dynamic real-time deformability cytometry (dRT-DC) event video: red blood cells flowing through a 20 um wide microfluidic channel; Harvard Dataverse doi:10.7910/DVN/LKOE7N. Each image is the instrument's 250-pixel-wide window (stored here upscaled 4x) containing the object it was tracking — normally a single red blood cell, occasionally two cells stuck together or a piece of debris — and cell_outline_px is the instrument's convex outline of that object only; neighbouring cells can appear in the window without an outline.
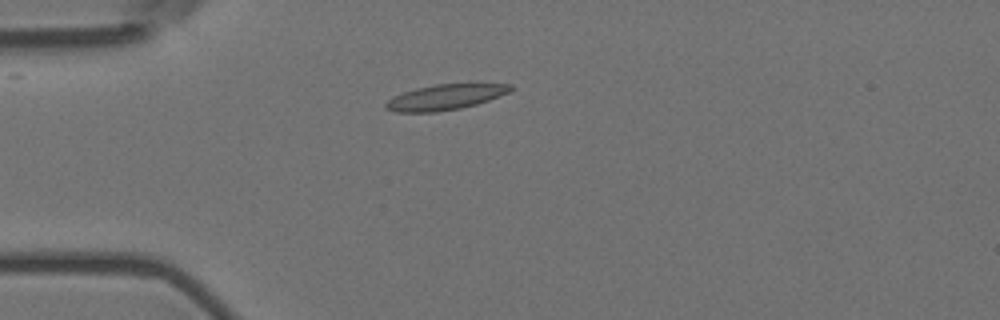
{"species": "Egyptian fruit bat (a non-hibernating species)", "species_latin": "Rousettus aegyptiacus", "temperature_condition": "room temperature", "stored_images_in_passage": 3, "camera_frame_rate_fps": 3000, "um_per_image_px": 0.085, "animal": {"sex": "female"}, "frame": {"image": 1, "passage_image": 1, "time_ms": 0.0, "image_size_px": [1000, 320], "cell_outline_px": [[516, 88], [512, 92], [476, 104], [460, 108], [436, 112], [396, 112], [384, 108], [384, 104], [392, 96], [416, 88], [436, 84], [512, 84]], "centroid_in_image_um": [37.86, 8.25], "position_along_channel_um": 47.1, "area_um2": 18.55}}
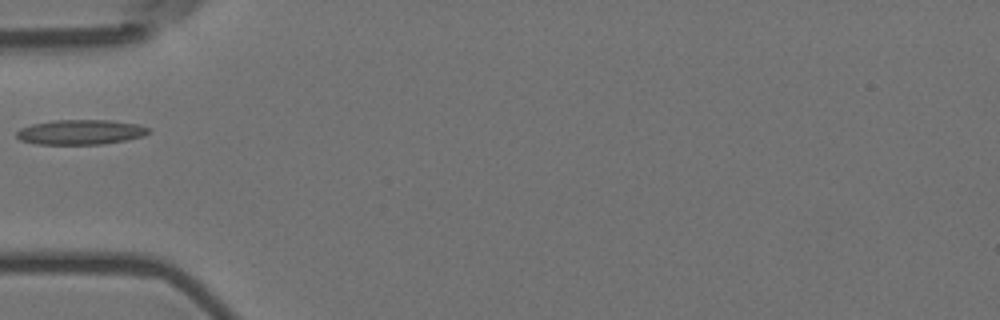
{"frame": {"image": 2, "passage_image": 2, "time_ms": 0.333, "image_size_px": [1000, 320], "cell_outline_px": [[152, 132], [144, 136], [104, 144], [36, 144], [20, 140], [16, 136], [16, 132], [20, 128], [32, 124], [52, 120], [108, 120], [136, 124], [152, 128]], "centroid_in_image_um": [6.86, 11.23], "position_along_channel_um": 78.1, "area_um2": 19.25}}
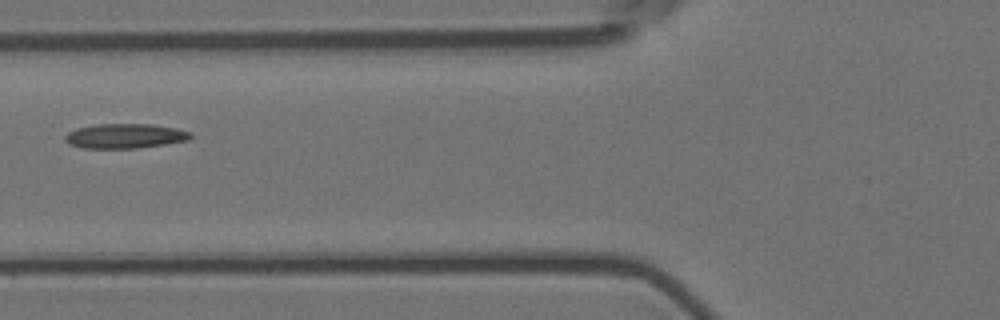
{"frame": {"image": 3, "passage_image": 3, "time_ms": 0.667, "image_size_px": [1000, 320], "cell_outline_px": [[192, 136], [188, 140], [164, 144], [136, 148], [84, 148], [68, 144], [64, 140], [64, 136], [68, 132], [76, 128], [96, 124], [152, 124], [192, 132]], "centroid_in_image_um": [10.57, 11.56], "position_along_channel_um": 115.2, "area_um2": 17.98}}